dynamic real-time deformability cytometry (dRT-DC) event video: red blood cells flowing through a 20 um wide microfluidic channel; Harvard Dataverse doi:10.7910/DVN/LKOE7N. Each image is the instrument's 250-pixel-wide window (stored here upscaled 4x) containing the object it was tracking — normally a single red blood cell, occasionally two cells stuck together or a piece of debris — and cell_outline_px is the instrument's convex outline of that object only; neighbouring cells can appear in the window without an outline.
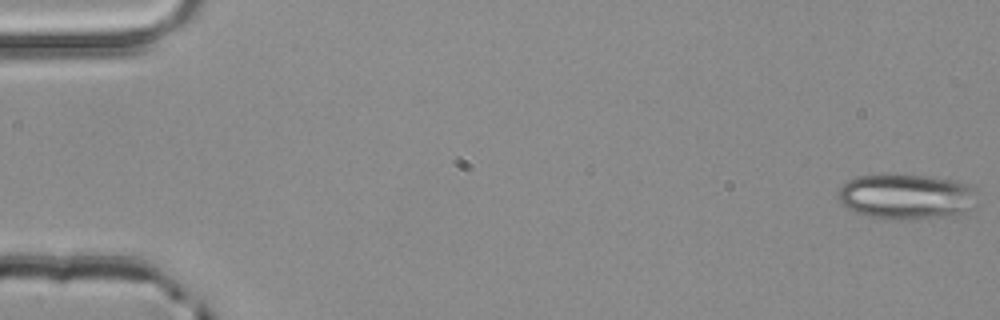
{"species": "common noctule bat (a hibernating species)", "species_latin": "Nyctalus noctula", "temperature_condition": "room temperature", "stored_images_in_passage": 4, "camera_frame_rate_fps": 3000, "um_per_image_px": 0.085, "animal": {"sex": "male", "body_mass_g": 20.4}, "frame": {"image": 1, "passage_image": 1, "time_ms": 0.0, "image_size_px": [1000, 320], "cell_outline_px": [[976, 208], [956, 216], [908, 220], [884, 220], [868, 216], [856, 212], [840, 204], [836, 196], [836, 192], [848, 180], [860, 176], [932, 176], [972, 184], [976, 188]], "centroid_in_image_um": [77.11, 16.75], "position_along_channel_um": 7.9, "area_um2": 37.45}}